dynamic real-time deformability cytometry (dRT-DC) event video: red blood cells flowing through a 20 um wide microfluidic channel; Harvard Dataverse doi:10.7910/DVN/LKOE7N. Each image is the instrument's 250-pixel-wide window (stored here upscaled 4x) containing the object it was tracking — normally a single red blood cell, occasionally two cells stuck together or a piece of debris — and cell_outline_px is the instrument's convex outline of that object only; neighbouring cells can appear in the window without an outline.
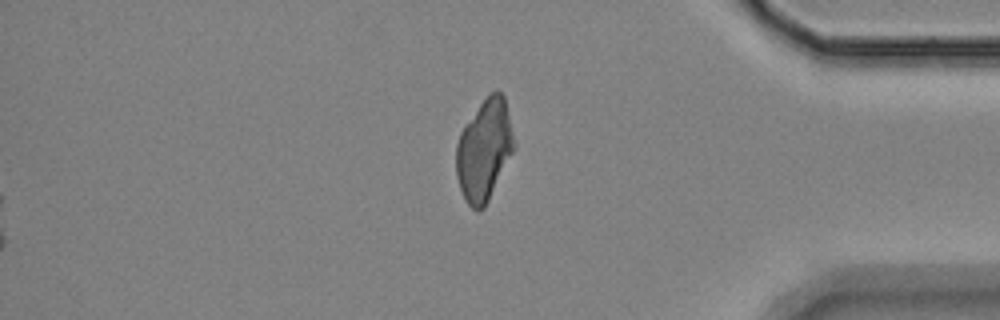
{"species": "Egyptian fruit bat (a non-hibernating species)", "species_latin": "Rousettus aegyptiacus", "temperature_condition": "room temperature", "stored_images_in_passage": 59, "segment_of_instrument_passage": [4, 4], "camera_frame_rate_fps": 3000, "um_per_image_px": 0.085, "animal": {"sex": "female"}, "frame": {"image": 1, "passage_image": 59, "time_ms": 19.333, "image_size_px": [1000, 320], "cell_outline_px": [[508, 152], [488, 196], [484, 204], [480, 208], [476, 208], [468, 200], [460, 184], [456, 168], [456, 152], [460, 136], [464, 128], [484, 100], [488, 96], [496, 92], [504, 100], [508, 136]], "centroid_in_image_um": [41.03, 12.74], "position_along_channel_um": 394.2, "area_um2": 29.19}}